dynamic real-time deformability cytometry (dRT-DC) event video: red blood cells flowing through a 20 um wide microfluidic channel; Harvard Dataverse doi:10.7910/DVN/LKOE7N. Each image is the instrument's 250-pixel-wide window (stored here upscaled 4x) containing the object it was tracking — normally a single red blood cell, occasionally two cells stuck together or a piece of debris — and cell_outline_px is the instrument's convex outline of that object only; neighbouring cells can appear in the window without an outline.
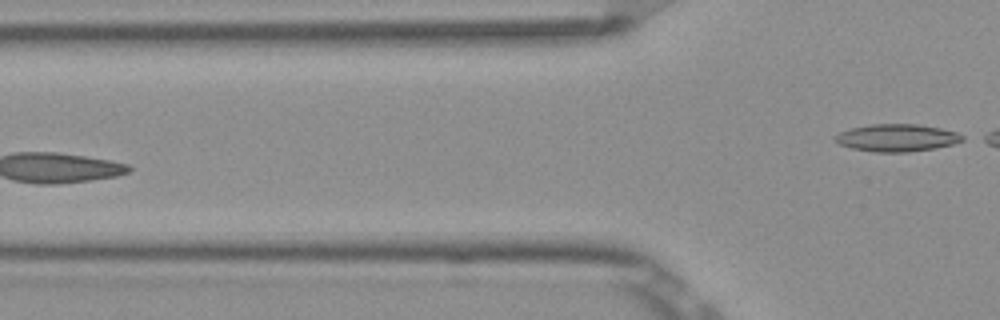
{"species": "Egyptian fruit bat (a non-hibernating species)", "species_latin": "Rousettus aegyptiacus", "temperature_condition": "room temperature", "stored_images_in_passage": 5, "camera_frame_rate_fps": 3000, "um_per_image_px": 0.085, "frame": {"image": 1, "passage_image": 5, "time_ms": 1.333, "image_size_px": [1000, 320], "cell_outline_px": [[964, 140], [952, 144], [932, 148], [908, 152], [876, 152], [852, 148], [840, 144], [832, 140], [832, 136], [840, 132], [852, 128], [868, 124], [916, 124], [940, 128], [956, 132], [964, 136]], "centroid_in_image_um": [76.19, 11.71], "position_along_channel_um": 49.6, "area_um2": 20.23}}